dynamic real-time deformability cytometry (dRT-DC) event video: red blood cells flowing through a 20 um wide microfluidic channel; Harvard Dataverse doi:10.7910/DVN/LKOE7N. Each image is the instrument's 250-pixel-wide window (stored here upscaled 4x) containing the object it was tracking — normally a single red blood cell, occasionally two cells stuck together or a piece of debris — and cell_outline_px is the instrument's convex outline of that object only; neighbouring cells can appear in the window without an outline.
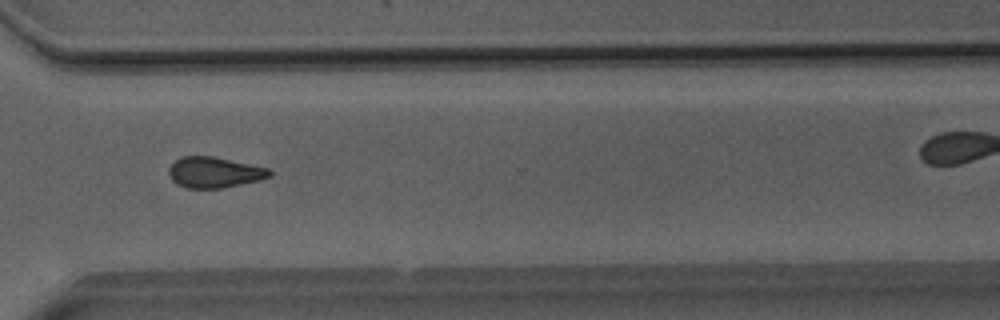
{"species": "Egyptian fruit bat (a non-hibernating species)", "species_latin": "Rousettus aegyptiacus", "temperature_condition": "room temperature", "stored_images_in_passage": 51, "camera_frame_rate_fps": 3000, "um_per_image_px": 0.085, "animal": {"sex": "male"}, "frame": {"image": 1, "passage_image": 37, "time_ms": 12.0, "image_size_px": [1000, 320], "cell_outline_px": [[272, 176], [260, 180], [220, 188], [184, 188], [176, 184], [172, 180], [168, 172], [168, 168], [180, 156], [212, 156], [268, 168], [272, 172]], "centroid_in_image_um": [18.19, 14.65], "position_along_channel_um": 352.4, "area_um2": 18.03}, "authors_computed_cell_mechanics": {"area_um2": 18.3226, "velocity_mm_per_s": 4.0674, "shape_relaxation_time_tau1_ms": null, "shape_relaxation_time_tau2_ms": 4.263, "deformation_change_tau1": null, "deformation_change_tau2": 0.108}}